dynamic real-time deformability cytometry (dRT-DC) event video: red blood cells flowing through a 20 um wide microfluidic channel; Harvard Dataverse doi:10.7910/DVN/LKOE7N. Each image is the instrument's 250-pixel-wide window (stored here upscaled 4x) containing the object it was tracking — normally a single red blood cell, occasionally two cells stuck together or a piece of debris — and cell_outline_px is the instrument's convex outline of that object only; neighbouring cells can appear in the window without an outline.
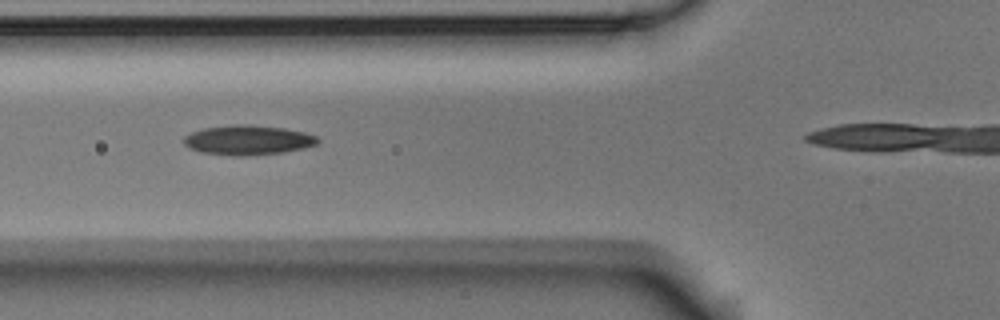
{"species": "Egyptian fruit bat (a non-hibernating species)", "species_latin": "Rousettus aegyptiacus", "temperature_condition": "room temperature", "stored_images_in_passage": 5, "camera_frame_rate_fps": 3000, "um_per_image_px": 0.085, "animal": {"sex": "male"}, "frame": {"image": 1, "passage_image": 2, "time_ms": 0.333, "image_size_px": [1000, 320], "cell_outline_px": [[320, 140], [316, 144], [304, 148], [284, 152], [240, 156], [232, 156], [200, 152], [188, 148], [184, 144], [184, 136], [192, 132], [204, 128], [232, 124], [248, 124], [284, 128], [304, 132], [316, 136]], "centroid_in_image_um": [21.05, 11.9], "position_along_channel_um": 104.7, "area_um2": 23.24}}
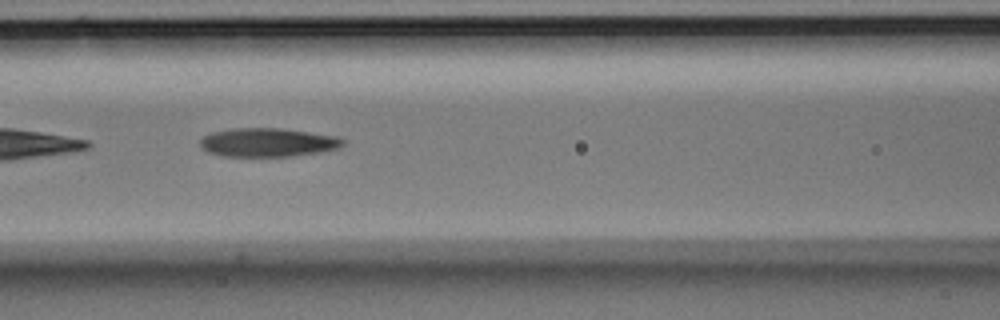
{"frame": {"image": 2, "passage_image": 4, "time_ms": 1.0, "image_size_px": [1000, 320], "cell_outline_px": [[344, 144], [336, 148], [320, 152], [292, 156], [220, 156], [208, 152], [200, 144], [200, 140], [204, 136], [212, 132], [236, 128], [280, 128], [336, 136], [344, 140]], "centroid_in_image_um": [22.74, 12.11], "position_along_channel_um": 143.9, "area_um2": 23.64}}
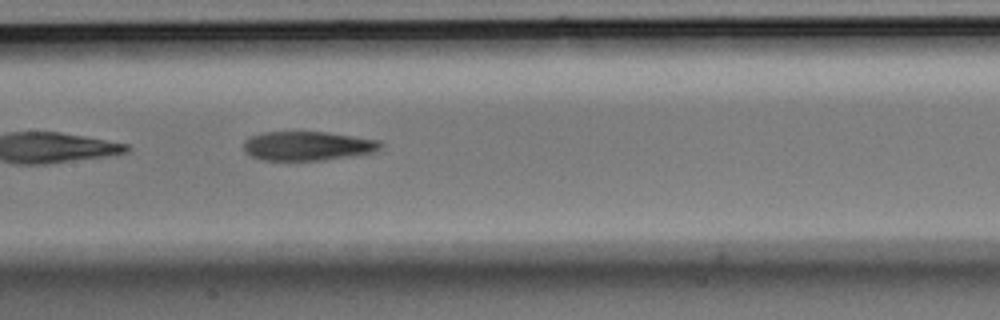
{"frame": {"image": 3, "passage_image": 5, "time_ms": 1.333, "image_size_px": [1000, 320], "cell_outline_px": [[384, 144], [380, 148], [372, 152], [352, 156], [324, 160], [260, 160], [248, 156], [244, 152], [244, 140], [252, 136], [264, 132], [328, 132], [380, 140]], "centroid_in_image_um": [26.13, 12.41], "position_along_channel_um": 181.3, "area_um2": 23.41}}